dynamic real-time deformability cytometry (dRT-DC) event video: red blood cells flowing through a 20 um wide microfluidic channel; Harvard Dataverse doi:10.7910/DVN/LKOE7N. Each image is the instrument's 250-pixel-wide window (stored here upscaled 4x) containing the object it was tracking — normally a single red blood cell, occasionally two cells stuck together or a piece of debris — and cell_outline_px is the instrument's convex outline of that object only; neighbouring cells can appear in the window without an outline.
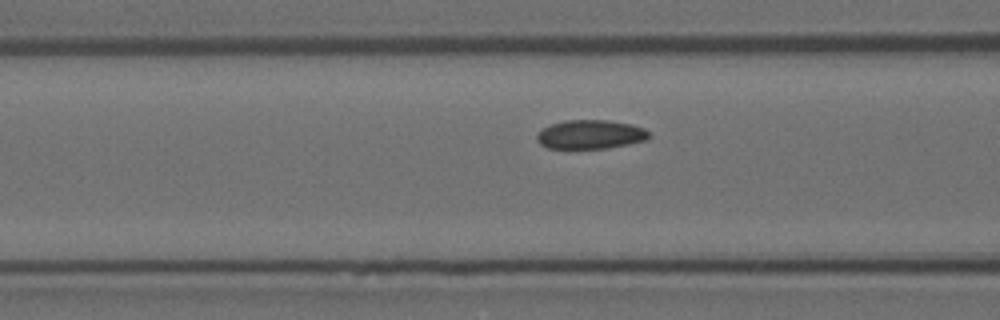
{"species": "Egyptian fruit bat (a non-hibernating species)", "species_latin": "Rousettus aegyptiacus", "temperature_condition": "room temperature", "stored_images_in_passage": 12, "camera_frame_rate_fps": 3000, "um_per_image_px": 0.085, "animal": {"sex": "female"}, "frame": {"image": 1, "passage_image": 10, "time_ms": 3.0, "image_size_px": [1000, 320], "cell_outline_px": [[652, 136], [644, 140], [628, 144], [604, 148], [548, 148], [540, 144], [536, 140], [536, 132], [552, 124], [564, 120], [608, 120], [632, 124], [644, 128]], "centroid_in_image_um": [50.17, 11.42], "position_along_channel_um": 116.4, "area_um2": 18.9}}